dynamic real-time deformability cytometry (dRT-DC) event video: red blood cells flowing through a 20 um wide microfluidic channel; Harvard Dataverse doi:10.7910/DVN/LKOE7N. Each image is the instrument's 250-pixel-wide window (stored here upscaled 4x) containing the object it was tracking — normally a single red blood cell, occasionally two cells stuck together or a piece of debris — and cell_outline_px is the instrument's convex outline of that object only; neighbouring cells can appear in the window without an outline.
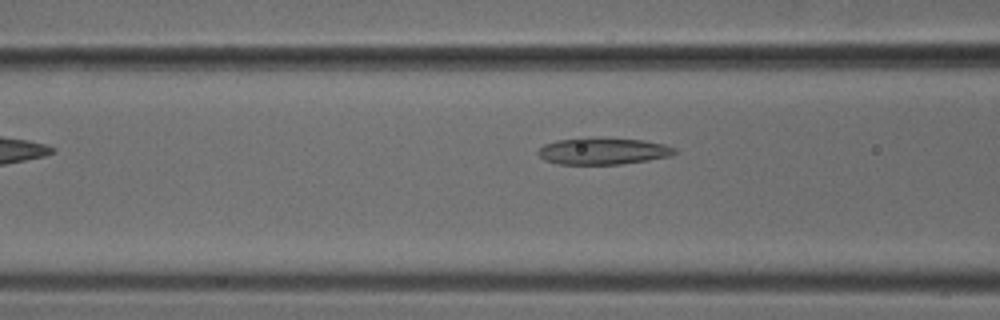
{"species": "common noctule bat (a hibernating species)", "species_latin": "Nyctalus noctula", "temperature_condition": "cold", "stored_images_in_passage": 7, "camera_frame_rate_fps": 3000, "um_per_image_px": 0.085, "animal": {"sex": "male", "body_mass_g": 18.8}, "frame": {"image": 1, "passage_image": 6, "time_ms": 1.667, "image_size_px": [1000, 320], "cell_outline_px": [[676, 152], [672, 156], [648, 160], [620, 164], [556, 164], [544, 160], [536, 152], [544, 144], [556, 140], [644, 140], [664, 144], [676, 148]], "centroid_in_image_um": [51.27, 12.89], "position_along_channel_um": 115.3, "area_um2": 20.46}}
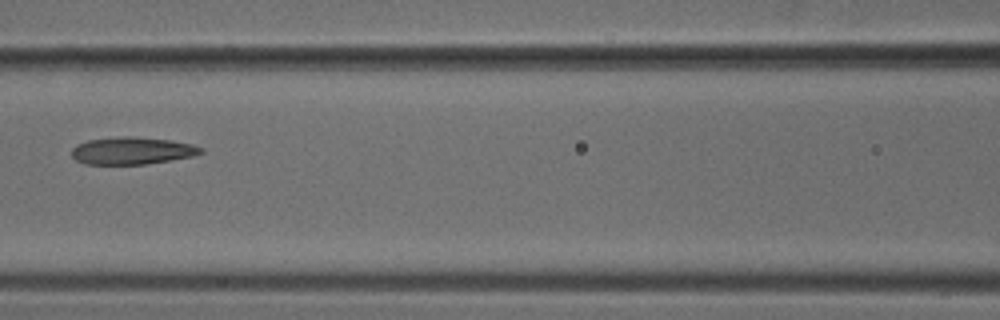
{"frame": {"image": 2, "passage_image": 7, "time_ms": 2.0, "image_size_px": [1000, 320], "cell_outline_px": [[204, 152], [192, 156], [172, 160], [148, 164], [84, 164], [76, 160], [72, 156], [72, 148], [76, 144], [88, 140], [124, 136], [132, 136], [172, 140], [192, 144], [204, 148]], "centroid_in_image_um": [11.24, 12.81], "position_along_channel_um": 155.4, "area_um2": 20.69}}